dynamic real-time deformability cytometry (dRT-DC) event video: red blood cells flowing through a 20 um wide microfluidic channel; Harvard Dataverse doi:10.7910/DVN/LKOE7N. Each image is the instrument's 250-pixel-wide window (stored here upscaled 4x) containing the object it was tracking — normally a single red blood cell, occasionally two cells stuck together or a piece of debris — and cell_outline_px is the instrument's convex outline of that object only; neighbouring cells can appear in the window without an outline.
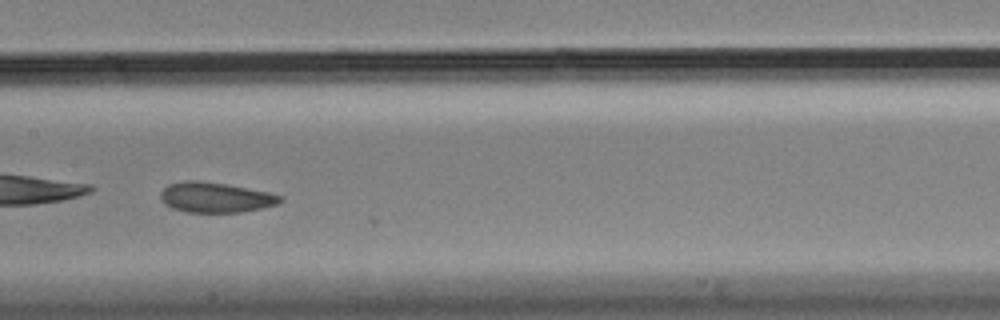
{"species": "Egyptian fruit bat (a non-hibernating species)", "species_latin": "Rousettus aegyptiacus", "temperature_condition": "cold", "stored_images_in_passage": 50, "camera_frame_rate_fps": 3000, "um_per_image_px": 0.085, "animal": {"sex": "male"}, "frame": {"image": 1, "passage_image": 29, "time_ms": 9.333, "image_size_px": [1000, 320], "cell_outline_px": [[284, 200], [276, 204], [260, 208], [240, 212], [184, 212], [172, 208], [164, 204], [160, 200], [160, 192], [168, 184], [184, 180], [200, 180], [224, 184], [268, 192], [284, 196]], "centroid_in_image_um": [18.27, 16.77], "position_along_channel_um": 189.1, "area_um2": 21.1}}
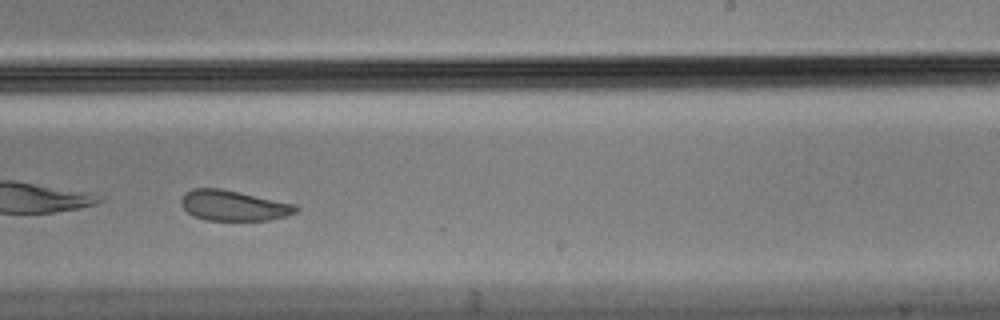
{"frame": {"image": 2, "passage_image": 36, "time_ms": 11.667, "image_size_px": [1000, 320], "cell_outline_px": [[300, 208], [296, 212], [284, 216], [268, 220], [204, 220], [188, 212], [180, 204], [180, 200], [184, 192], [192, 188], [220, 188], [296, 204]], "centroid_in_image_um": [19.83, 17.46], "position_along_channel_um": 269.2, "area_um2": 20.29}, "authors_computed_cell_mechanics": {"area_um2": 21.3282, "velocity_mm_per_s": 3.4521, "shape_relaxation_time_tau1_ms": null, "shape_relaxation_time_tau2_ms": 3.1417, "deformation_change_tau1": null, "deformation_change_tau2": 0.0403}}